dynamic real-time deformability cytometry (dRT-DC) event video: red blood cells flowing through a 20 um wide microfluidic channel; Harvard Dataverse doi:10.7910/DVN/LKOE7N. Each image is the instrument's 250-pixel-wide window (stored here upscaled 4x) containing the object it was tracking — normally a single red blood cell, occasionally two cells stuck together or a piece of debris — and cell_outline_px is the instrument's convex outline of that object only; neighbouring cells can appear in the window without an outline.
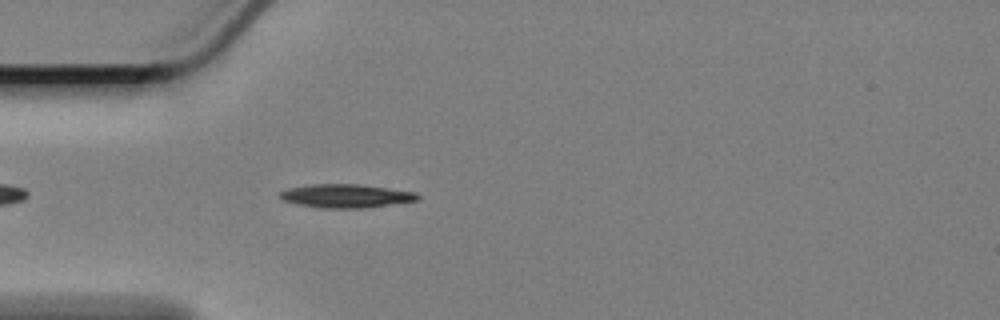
{"species": "Egyptian fruit bat (a non-hibernating species)", "species_latin": "Rousettus aegyptiacus", "temperature_condition": "cold", "stored_images_in_passage": 47, "camera_frame_rate_fps": 3000, "um_per_image_px": 0.085, "animal": {"sex": "female"}, "frame": {"image": 1, "passage_image": 5, "time_ms": 1.333, "image_size_px": [1000, 320], "cell_outline_px": [[420, 196], [416, 200], [360, 208], [324, 208], [296, 204], [284, 200], [280, 196], [280, 192], [288, 188], [312, 184], [360, 184], [416, 192]], "centroid_in_image_um": [29.38, 16.64], "position_along_channel_um": 55.6, "area_um2": 18.55}}
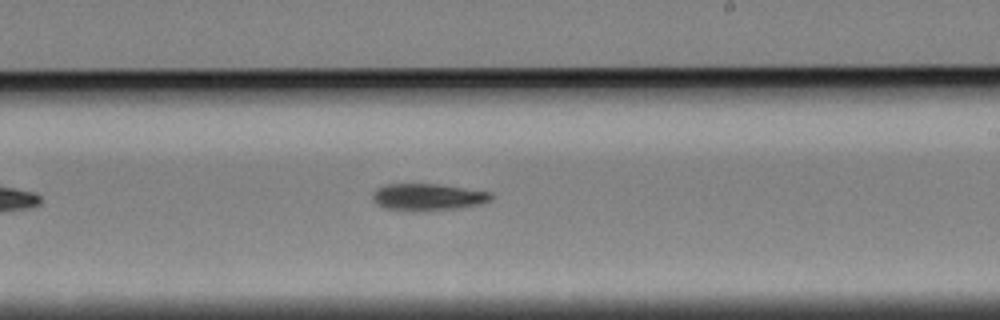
{"frame": {"image": 2, "passage_image": 23, "time_ms": 7.333, "image_size_px": [1000, 320], "cell_outline_px": [[492, 200], [484, 204], [456, 208], [424, 212], [408, 212], [384, 208], [376, 204], [372, 200], [372, 192], [376, 188], [384, 184], [436, 184], [492, 192]], "centroid_in_image_um": [36.33, 16.77], "position_along_channel_um": 252.7, "area_um2": 19.13}}
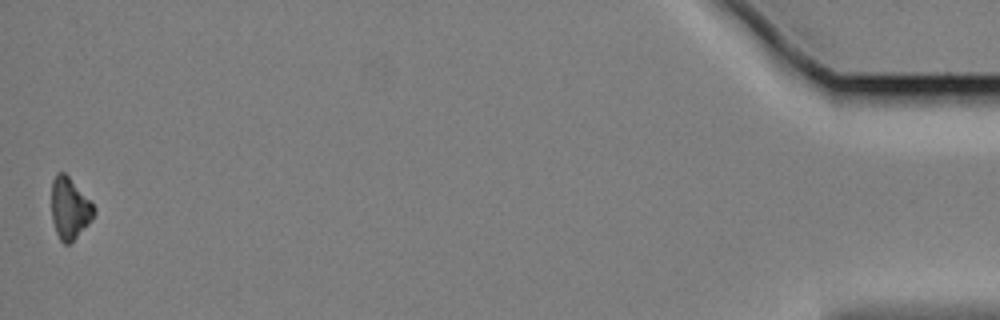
{"frame": {"image": 3, "passage_image": 47, "time_ms": 15.333, "image_size_px": [1000, 320], "cell_outline_px": [[96, 212], [88, 224], [68, 244], [64, 244], [60, 240], [56, 232], [52, 220], [52, 180], [56, 172], [64, 172], [68, 176], [96, 208]], "centroid_in_image_um": [5.9, 17.69], "position_along_channel_um": 429.3, "area_um2": 14.91}, "authors_computed_cell_mechanics": {"area_um2": 17.7446, "velocity_mm_per_s": 3.3624, "shape_relaxation_time_tau1_ms": 2.6096, "shape_relaxation_time_tau2_ms": null, "deformation_change_tau1": 0.1252, "deformation_change_tau2": null}}